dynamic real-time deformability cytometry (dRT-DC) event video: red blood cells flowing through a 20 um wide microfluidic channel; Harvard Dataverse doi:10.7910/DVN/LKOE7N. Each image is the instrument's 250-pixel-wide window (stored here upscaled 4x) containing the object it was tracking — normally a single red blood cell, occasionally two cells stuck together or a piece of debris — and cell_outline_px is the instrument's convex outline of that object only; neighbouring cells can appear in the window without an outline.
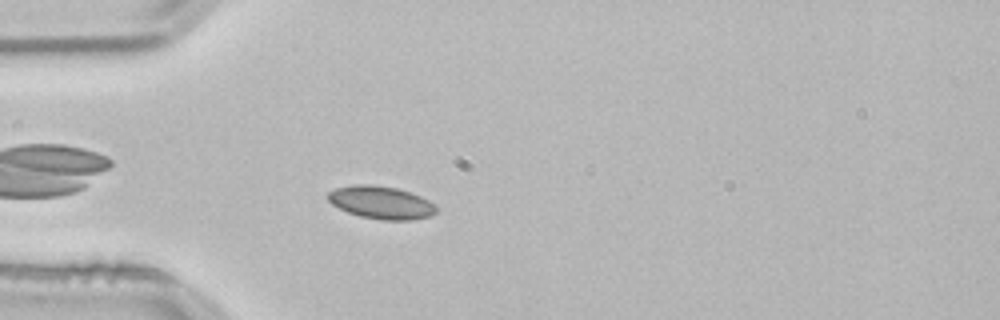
{"species": "common noctule bat (a hibernating species)", "species_latin": "Nyctalus noctula", "temperature_condition": "room temperature", "stored_images_in_passage": 43, "camera_frame_rate_fps": 3000, "um_per_image_px": 0.085, "animal": {"sex": "male", "body_mass_g": 21.5, "forearm_length_mm": 52.0}, "frame": {"image": 1, "passage_image": 4, "time_ms": 1.0, "image_size_px": [1000, 320], "cell_outline_px": [[436, 212], [432, 216], [412, 220], [380, 220], [360, 216], [348, 212], [332, 204], [324, 196], [328, 192], [336, 188], [352, 184], [372, 184], [396, 188], [420, 196], [436, 204]], "centroid_in_image_um": [32.38, 17.21], "position_along_channel_um": 52.6, "area_um2": 20.87}}
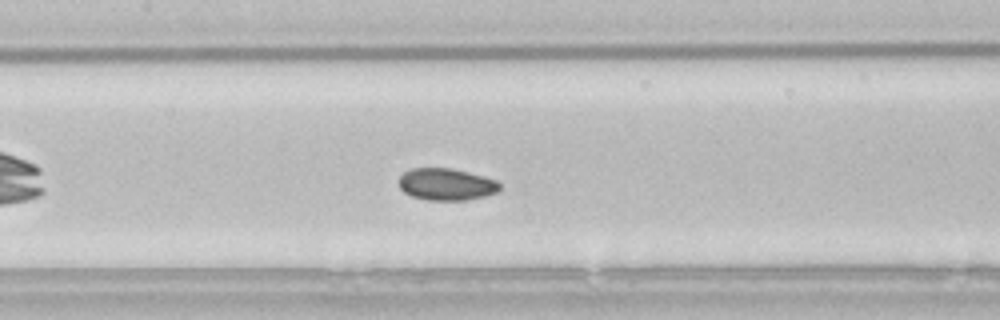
{"frame": {"image": 2, "passage_image": 14, "time_ms": 4.333, "image_size_px": [1000, 320], "cell_outline_px": [[500, 192], [484, 196], [464, 200], [428, 200], [412, 196], [404, 192], [400, 188], [396, 180], [404, 172], [412, 168], [452, 168], [484, 176], [496, 180], [500, 184]], "centroid_in_image_um": [37.92, 15.66], "position_along_channel_um": 169.5, "area_um2": 18.96}}
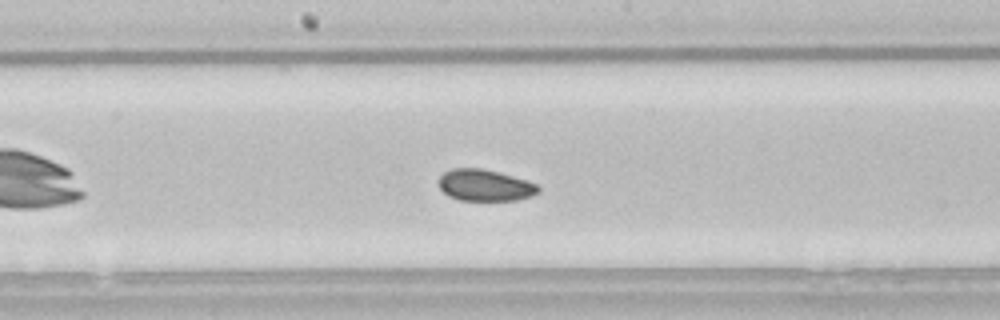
{"frame": {"image": 3, "passage_image": 17, "time_ms": 5.333, "image_size_px": [1000, 320], "cell_outline_px": [[540, 192], [532, 196], [516, 200], [460, 200], [448, 196], [436, 184], [436, 180], [444, 172], [452, 168], [480, 168], [528, 180], [536, 184], [540, 188]], "centroid_in_image_um": [41.19, 15.75], "position_along_channel_um": 207.0, "area_um2": 18.44}, "authors_computed_cell_mechanics": {"area_um2": 19.1318, "velocity_mm_per_s": 3.7603, "shape_relaxation_time_tau1_ms": null, "shape_relaxation_time_tau2_ms": 9.4581, "deformation_change_tau1": null, "deformation_change_tau2": 0.0816}}